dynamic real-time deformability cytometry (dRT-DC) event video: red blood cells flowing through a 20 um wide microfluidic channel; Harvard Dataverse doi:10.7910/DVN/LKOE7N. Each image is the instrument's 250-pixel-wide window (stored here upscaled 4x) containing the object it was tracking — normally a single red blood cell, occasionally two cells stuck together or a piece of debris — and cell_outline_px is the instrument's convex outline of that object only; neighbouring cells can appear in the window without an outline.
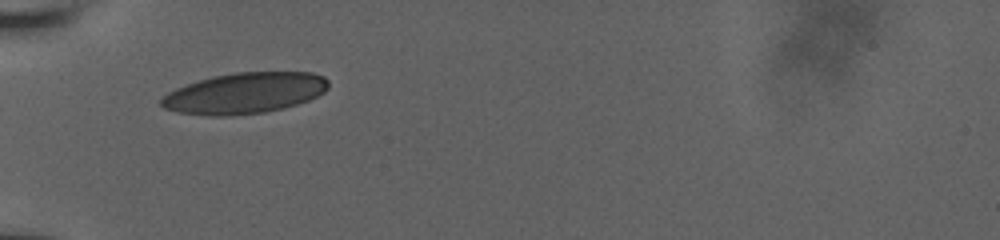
{"species": "human", "species_latin": "Homo sapiens", "temperature_condition": "room temperature", "stored_images_in_passage": 27, "camera_frame_rate_fps": 3000, "um_per_image_px": 0.085, "donor": {"sex": "male"}, "frame": {"image": 1, "passage_image": 1, "time_ms": 0.0, "image_size_px": [1000, 240], "cell_outline_px": [[328, 88], [324, 92], [308, 100], [284, 108], [264, 112], [232, 116], [208, 116], [180, 112], [164, 108], [160, 104], [160, 100], [168, 92], [176, 88], [212, 76], [236, 72], [312, 72], [324, 76], [328, 80]], "centroid_in_image_um": [20.81, 7.91], "position_along_channel_um": 64.2, "area_um2": 39.82}}
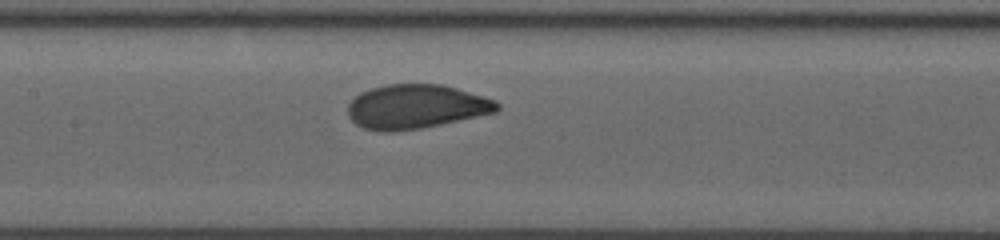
{"frame": {"image": 2, "passage_image": 17, "time_ms": 3.0, "image_size_px": [1000, 240], "cell_outline_px": [[500, 108], [496, 112], [440, 124], [420, 128], [396, 132], [380, 132], [364, 128], [356, 124], [348, 116], [348, 104], [360, 92], [372, 88], [388, 84], [444, 84], [484, 96], [496, 100], [500, 104]], "centroid_in_image_um": [35.36, 9.06], "position_along_channel_um": 172.0, "area_um2": 38.49}}
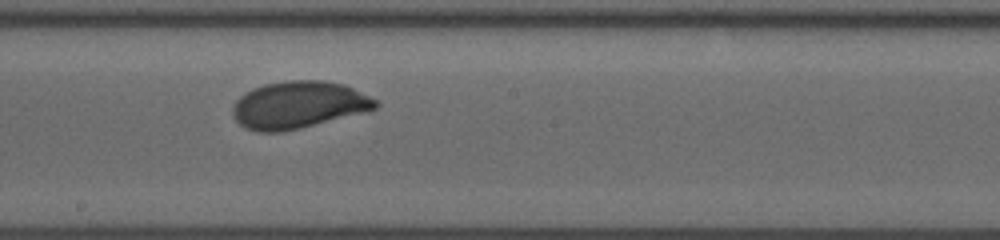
{"frame": {"image": 3, "passage_image": 23, "time_ms": 4.333, "image_size_px": [1000, 240], "cell_outline_px": [[380, 104], [376, 108], [368, 112], [284, 132], [260, 132], [244, 128], [232, 116], [232, 108], [236, 100], [240, 96], [252, 88], [264, 84], [288, 80], [324, 80], [344, 84], [376, 100]], "centroid_in_image_um": [25.37, 8.92], "position_along_channel_um": 222.8, "area_um2": 39.59}}